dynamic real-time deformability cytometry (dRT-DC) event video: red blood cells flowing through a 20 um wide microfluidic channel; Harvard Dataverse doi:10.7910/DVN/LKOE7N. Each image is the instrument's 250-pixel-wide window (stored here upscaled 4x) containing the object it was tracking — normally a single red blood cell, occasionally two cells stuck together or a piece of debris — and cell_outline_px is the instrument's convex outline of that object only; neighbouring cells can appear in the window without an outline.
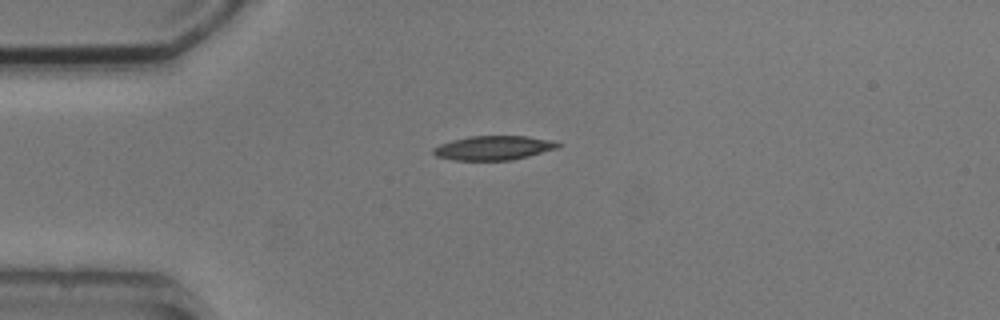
{"species": "common noctule bat (a hibernating species)", "species_latin": "Nyctalus noctula", "temperature_condition": "cold", "stored_images_in_passage": 5, "camera_frame_rate_fps": 3000, "um_per_image_px": 0.085, "animal": {"sex": "male", "body_mass_g": 20.5, "forearm_length_mm": 52.5}, "frame": {"image": 1, "passage_image": 1, "time_ms": 0.0, "image_size_px": [1000, 320], "cell_outline_px": [[560, 148], [512, 160], [452, 160], [436, 156], [432, 152], [432, 148], [440, 144], [452, 140], [468, 136], [528, 136], [552, 140], [560, 144]], "centroid_in_image_um": [41.95, 12.57], "position_along_channel_um": 43.1, "area_um2": 17.69}}